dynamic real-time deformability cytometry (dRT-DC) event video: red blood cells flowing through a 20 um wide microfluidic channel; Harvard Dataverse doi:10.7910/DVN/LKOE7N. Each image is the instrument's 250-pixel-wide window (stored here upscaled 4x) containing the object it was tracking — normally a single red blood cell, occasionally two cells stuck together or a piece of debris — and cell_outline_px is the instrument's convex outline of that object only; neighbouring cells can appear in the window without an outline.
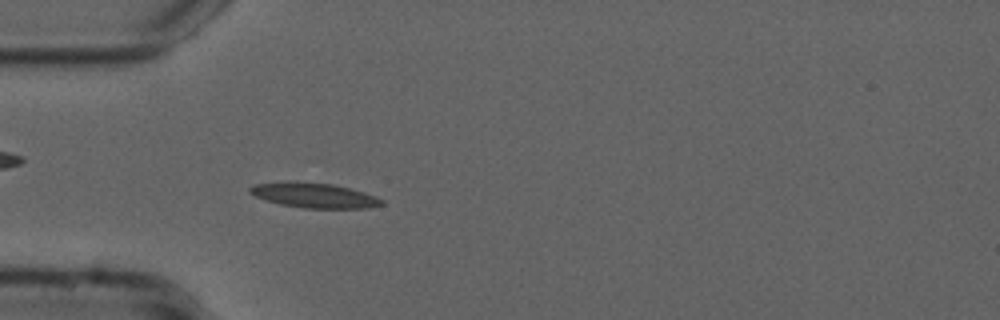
{"species": "common noctule bat (a hibernating species)", "species_latin": "Nyctalus noctula", "temperature_condition": "cold", "stored_images_in_passage": 54, "camera_frame_rate_fps": 3000, "um_per_image_px": 0.085, "animal": {"sex": "male", "forearm_length_mm": 52.5}, "frame": {"image": 1, "passage_image": 16, "time_ms": 5.0, "image_size_px": [1000, 320], "cell_outline_px": [[384, 204], [368, 208], [304, 208], [280, 204], [256, 196], [248, 192], [248, 188], [256, 184], [332, 184], [364, 192], [376, 196], [384, 200]], "centroid_in_image_um": [26.82, 16.66], "position_along_channel_um": 58.2, "area_um2": 18.09}}
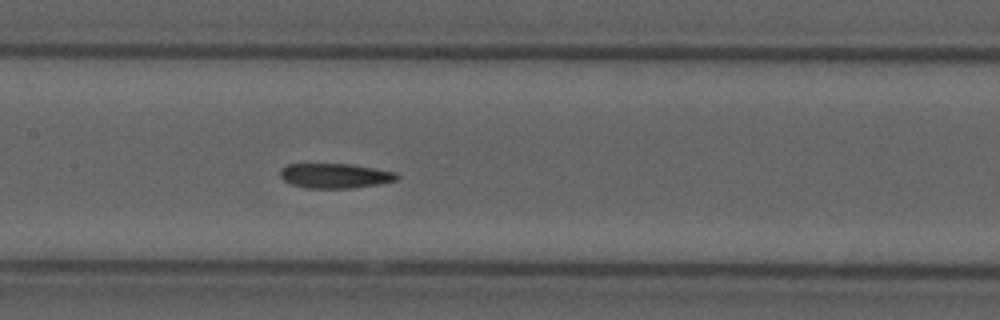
{"frame": {"image": 2, "passage_image": 26, "time_ms": 8.333, "image_size_px": [1000, 320], "cell_outline_px": [[400, 176], [396, 180], [380, 184], [352, 188], [304, 188], [292, 184], [284, 180], [280, 176], [280, 168], [288, 164], [352, 164], [396, 172]], "centroid_in_image_um": [28.48, 14.94], "position_along_channel_um": 178.9, "area_um2": 16.94}}
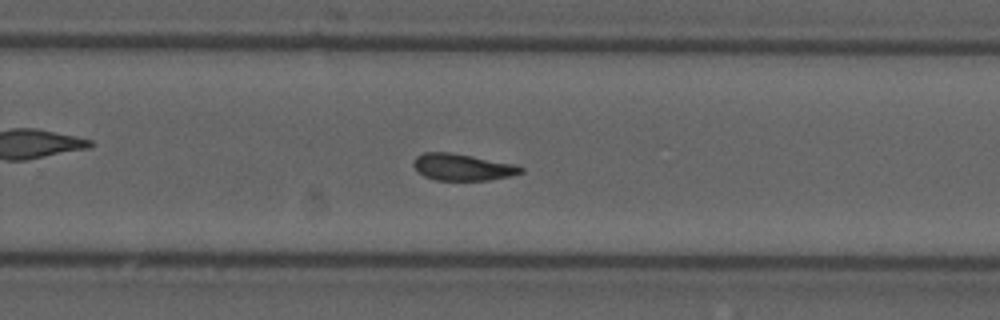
{"frame": {"image": 3, "passage_image": 35, "time_ms": 11.333, "image_size_px": [1000, 320], "cell_outline_px": [[524, 172], [512, 176], [488, 180], [436, 180], [424, 176], [416, 172], [412, 164], [416, 156], [424, 152], [452, 152], [516, 164], [524, 168]], "centroid_in_image_um": [39.31, 14.2], "position_along_channel_um": 290.5, "area_um2": 16.99}, "authors_computed_cell_mechanics": {"area_um2": 17.1377, "velocity_mm_per_s": 3.7321, "shape_relaxation_time_tau1_ms": null, "shape_relaxation_time_tau2_ms": 4.7589, "deformation_change_tau1": null, "deformation_change_tau2": 0.1097}}